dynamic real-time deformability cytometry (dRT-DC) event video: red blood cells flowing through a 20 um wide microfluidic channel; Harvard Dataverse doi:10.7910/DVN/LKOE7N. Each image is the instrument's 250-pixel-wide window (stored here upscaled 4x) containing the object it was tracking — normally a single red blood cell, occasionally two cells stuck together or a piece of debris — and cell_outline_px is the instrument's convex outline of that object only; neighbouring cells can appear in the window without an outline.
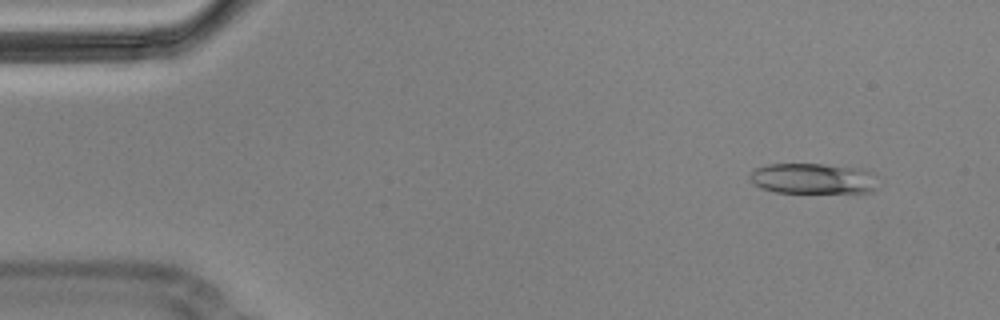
{"species": "Egyptian fruit bat (a non-hibernating species)", "species_latin": "Rousettus aegyptiacus", "temperature_condition": "cold", "stored_images_in_passage": 5, "camera_frame_rate_fps": 3000, "um_per_image_px": 0.085, "animal": {"sex": "male"}, "frame": {"image": 1, "passage_image": 2, "time_ms": 0.333, "image_size_px": [1000, 320], "cell_outline_px": [[872, 192], [776, 192], [760, 188], [748, 176], [756, 168], [768, 164], [820, 164], [856, 168], [868, 172], [872, 188]], "centroid_in_image_um": [68.94, 15.17], "position_along_channel_um": 16.1, "area_um2": 21.85}}